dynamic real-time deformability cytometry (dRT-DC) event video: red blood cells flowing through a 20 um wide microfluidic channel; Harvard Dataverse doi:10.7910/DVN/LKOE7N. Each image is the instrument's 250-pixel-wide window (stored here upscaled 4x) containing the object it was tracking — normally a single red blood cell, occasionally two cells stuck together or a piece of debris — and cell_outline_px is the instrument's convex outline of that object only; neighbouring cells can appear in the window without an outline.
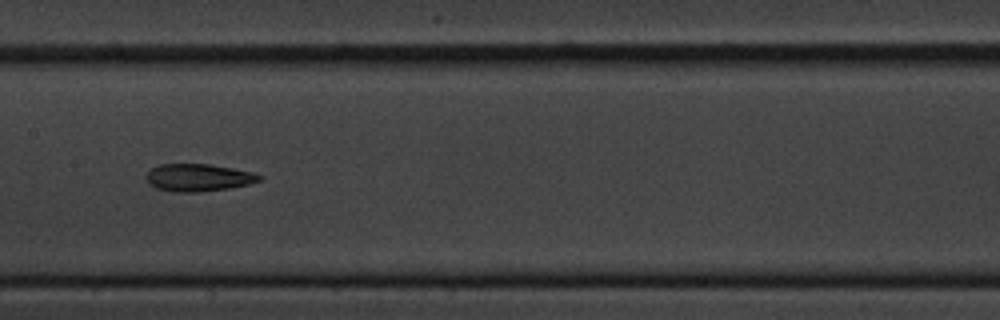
{"species": "common noctule bat (a hibernating species)", "species_latin": "Nyctalus noctula", "temperature_condition": "cold", "stored_images_in_passage": 9, "camera_frame_rate_fps": 3000, "um_per_image_px": 0.085, "animal": {"sex": "male", "body_mass_g": 20.1, "forearm_length_mm": 53.5}, "frame": {"image": 1, "passage_image": 6, "time_ms": 6.0, "image_size_px": [1000, 320], "cell_outline_px": [[264, 176], [260, 180], [248, 184], [228, 188], [200, 192], [172, 192], [156, 188], [148, 184], [148, 172], [152, 168], [160, 164], [208, 164], [232, 168], [252, 172]], "centroid_in_image_um": [16.86, 15.1], "position_along_channel_um": 190.5, "area_um2": 17.98}}
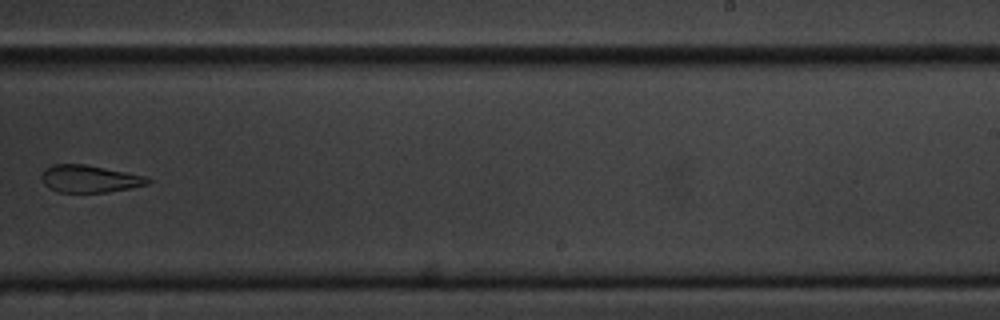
{"frame": {"image": 2, "passage_image": 8, "time_ms": 8.667, "image_size_px": [1000, 320], "cell_outline_px": [[152, 180], [148, 184], [132, 188], [108, 192], [60, 192], [44, 184], [44, 172], [52, 164], [84, 164], [144, 176]], "centroid_in_image_um": [7.67, 15.21], "position_along_channel_um": 281.3, "area_um2": 16.42}}
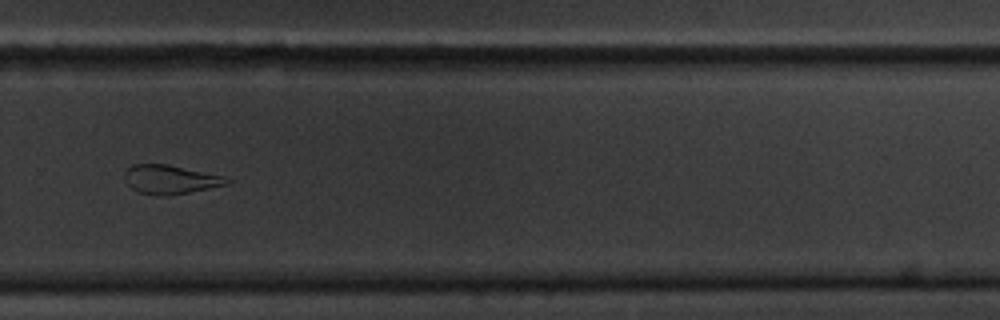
{"frame": {"image": 3, "passage_image": 9, "time_ms": 9.667, "image_size_px": [1000, 320], "cell_outline_px": [[232, 180], [228, 184], [188, 192], [164, 196], [156, 196], [136, 192], [128, 184], [124, 176], [124, 172], [132, 164], [168, 164], [224, 176]], "centroid_in_image_um": [14.45, 15.25], "position_along_channel_um": 315.4, "area_um2": 17.22}}